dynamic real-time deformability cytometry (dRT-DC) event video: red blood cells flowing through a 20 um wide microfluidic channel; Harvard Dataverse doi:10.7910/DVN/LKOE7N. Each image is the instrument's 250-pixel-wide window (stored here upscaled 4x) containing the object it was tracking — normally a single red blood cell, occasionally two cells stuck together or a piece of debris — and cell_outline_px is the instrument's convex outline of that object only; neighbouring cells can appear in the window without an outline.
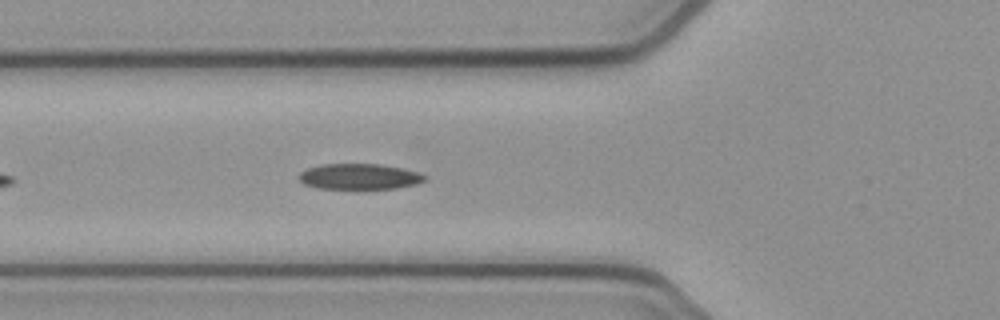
{"species": "common noctule bat (a hibernating species)", "species_latin": "Nyctalus noctula", "temperature_condition": "cold", "stored_images_in_passage": 15, "camera_frame_rate_fps": 3000, "um_per_image_px": 0.085, "animal": {"sex": "female", "body_mass_g": 21.9}, "frame": {"image": 1, "passage_image": 7, "time_ms": 2.0, "image_size_px": [1000, 320], "cell_outline_px": [[428, 180], [416, 184], [396, 188], [316, 188], [304, 184], [300, 180], [300, 172], [308, 168], [320, 164], [380, 164], [420, 172], [428, 176]], "centroid_in_image_um": [30.59, 15.0], "position_along_channel_um": 95.2, "area_um2": 18.79}}
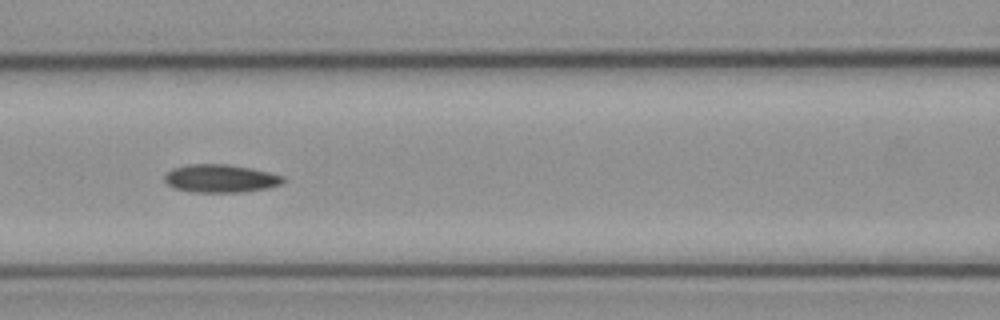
{"frame": {"image": 2, "passage_image": 11, "time_ms": 3.333, "image_size_px": [1000, 320], "cell_outline_px": [[284, 180], [280, 184], [268, 188], [244, 192], [192, 192], [172, 188], [164, 180], [164, 176], [172, 168], [188, 164], [228, 164], [252, 168], [284, 176]], "centroid_in_image_um": [18.72, 15.17], "position_along_channel_um": 147.9, "area_um2": 19.48}}